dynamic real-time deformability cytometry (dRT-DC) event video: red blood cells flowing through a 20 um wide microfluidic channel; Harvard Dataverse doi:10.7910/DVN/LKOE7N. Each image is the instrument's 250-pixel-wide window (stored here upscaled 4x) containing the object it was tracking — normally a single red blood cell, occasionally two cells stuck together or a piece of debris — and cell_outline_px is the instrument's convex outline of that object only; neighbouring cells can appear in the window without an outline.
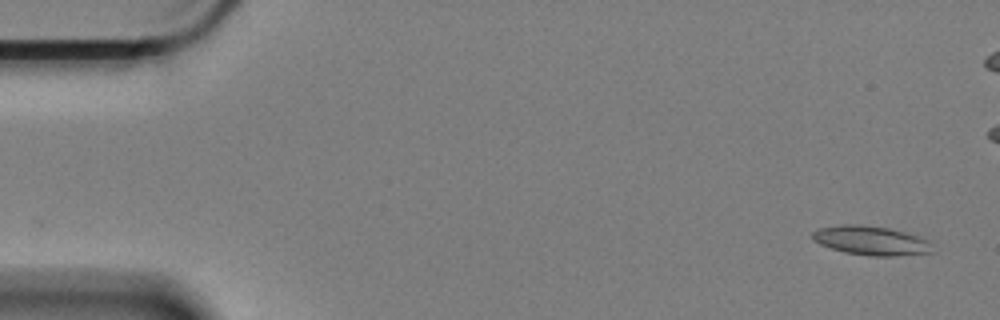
{"species": "Egyptian fruit bat (a non-hibernating species)", "species_latin": "Rousettus aegyptiacus", "temperature_condition": "cold", "stored_images_in_passage": 16, "camera_frame_rate_fps": 3000, "um_per_image_px": 0.085, "animal": {"sex": "female"}, "frame": {"image": 1, "passage_image": 1, "time_ms": 0.0, "image_size_px": [1000, 320], "cell_outline_px": [[936, 252], [892, 256], [872, 256], [844, 252], [820, 244], [812, 240], [812, 232], [820, 228], [844, 224], [852, 224], [888, 228], [904, 232], [928, 240]], "centroid_in_image_um": [74.04, 20.46], "position_along_channel_um": 11.0, "area_um2": 20.17}}
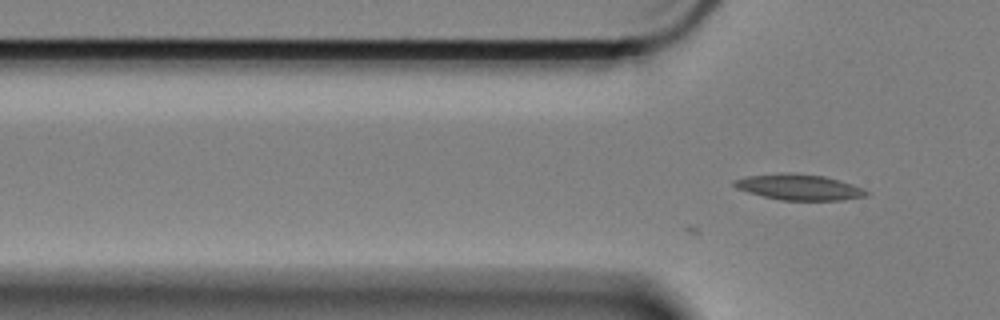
{"frame": {"image": 2, "passage_image": 16, "time_ms": 5.0, "image_size_px": [1000, 320], "cell_outline_px": [[868, 192], [864, 196], [840, 200], [780, 200], [748, 192], [736, 188], [732, 184], [732, 180], [748, 176], [788, 172], [824, 176], [840, 180], [852, 184]], "centroid_in_image_um": [67.86, 15.9], "position_along_channel_um": 57.9, "area_um2": 19.59}}